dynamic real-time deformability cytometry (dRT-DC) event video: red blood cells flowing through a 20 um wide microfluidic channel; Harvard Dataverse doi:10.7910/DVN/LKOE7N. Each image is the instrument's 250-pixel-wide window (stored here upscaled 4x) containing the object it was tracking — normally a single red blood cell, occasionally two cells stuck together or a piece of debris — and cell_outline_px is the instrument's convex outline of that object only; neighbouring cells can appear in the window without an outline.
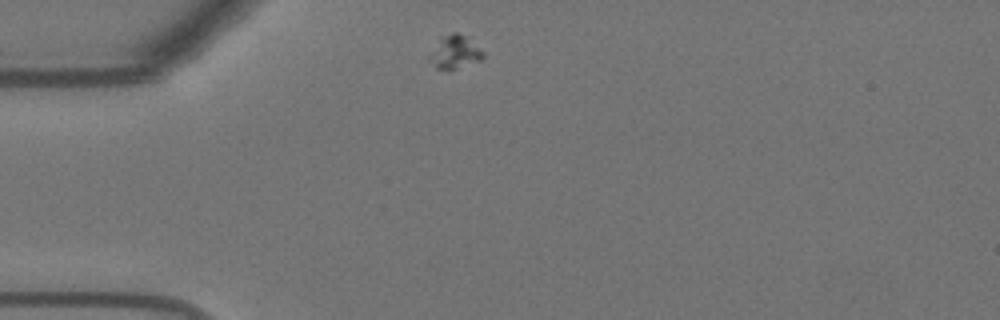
{"species": "Egyptian fruit bat (a non-hibernating species)", "species_latin": "Rousettus aegyptiacus", "temperature_condition": "warm", "stored_images_in_passage": 46, "camera_frame_rate_fps": 3000, "um_per_image_px": 0.085, "animal": {"sex": "female"}, "frame": {"image": 1, "passage_image": 1, "time_ms": 0.0, "image_size_px": [1000, 320], "cell_outline_px": [[484, 56], [480, 60], [456, 68], [436, 68], [428, 60], [428, 56], [440, 36], [452, 32], [456, 32], [464, 36], [484, 52]], "centroid_in_image_um": [38.61, 4.4], "position_along_channel_um": 46.4, "area_um2": 10.12}}